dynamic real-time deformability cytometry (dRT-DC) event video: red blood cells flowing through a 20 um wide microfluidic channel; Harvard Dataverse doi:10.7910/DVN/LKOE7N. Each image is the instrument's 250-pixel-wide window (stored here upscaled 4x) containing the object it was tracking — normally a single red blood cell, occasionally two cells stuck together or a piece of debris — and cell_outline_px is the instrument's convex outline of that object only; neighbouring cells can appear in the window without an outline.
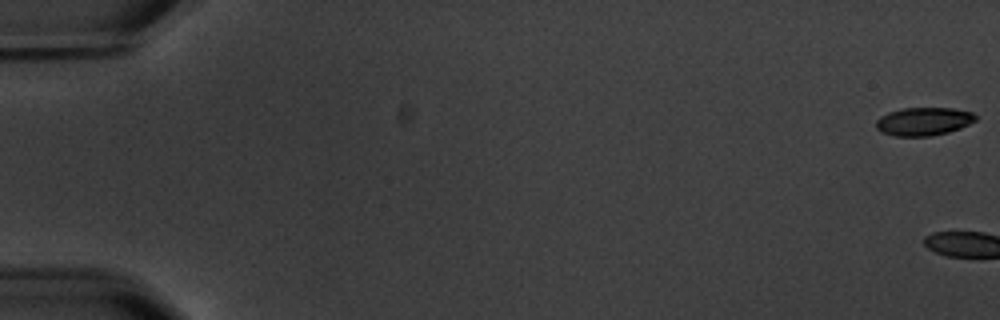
{"species": "common noctule bat (a hibernating species)", "species_latin": "Nyctalus noctula", "temperature_condition": "warm", "stored_images_in_passage": 8, "camera_frame_rate_fps": 3000, "um_per_image_px": 0.085, "animal": {"sex": "male", "body_mass_g": 20.1, "forearm_length_mm": 53.5}, "frame": {"image": 1, "passage_image": 1, "time_ms": 0.0, "image_size_px": [1000, 320], "cell_outline_px": [[976, 120], [960, 128], [948, 132], [928, 136], [896, 136], [880, 132], [876, 128], [876, 120], [880, 116], [888, 112], [900, 108], [952, 108], [972, 112], [976, 116]], "centroid_in_image_um": [78.47, 10.31], "position_along_channel_um": 6.5, "area_um2": 16.36}}
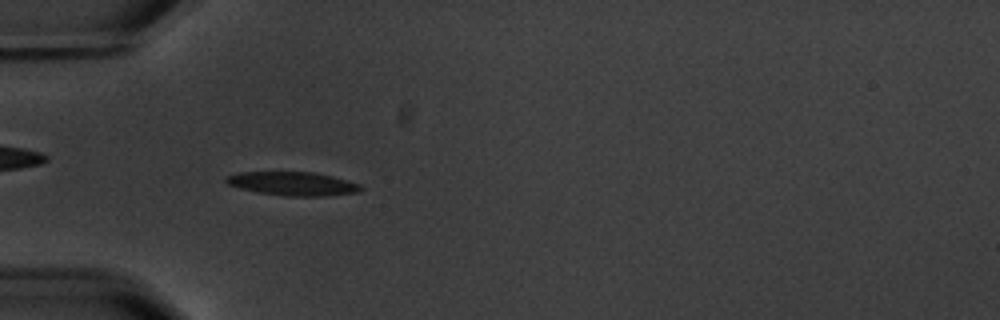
{"frame": {"image": 2, "passage_image": 6, "time_ms": 7.0, "image_size_px": [1000, 320], "cell_outline_px": [[364, 188], [360, 192], [324, 196], [284, 196], [256, 192], [240, 188], [228, 184], [224, 180], [224, 176], [240, 172], [312, 172], [332, 176], [348, 180], [360, 184]], "centroid_in_image_um": [24.89, 15.61], "position_along_channel_um": 60.1, "area_um2": 18.73}}
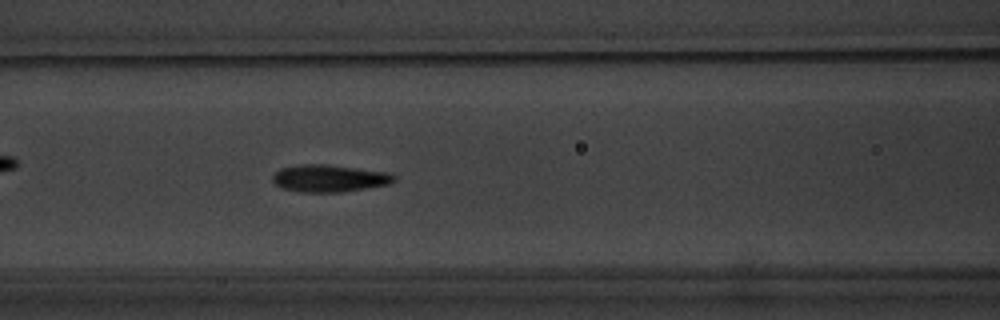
{"frame": {"image": 3, "passage_image": 8, "time_ms": 9.333, "image_size_px": [1000, 320], "cell_outline_px": [[396, 180], [388, 184], [344, 192], [300, 192], [280, 188], [272, 180], [272, 176], [280, 168], [304, 164], [320, 164], [388, 172], [396, 176]], "centroid_in_image_um": [27.97, 15.17], "position_along_channel_um": 138.6, "area_um2": 19.13}}